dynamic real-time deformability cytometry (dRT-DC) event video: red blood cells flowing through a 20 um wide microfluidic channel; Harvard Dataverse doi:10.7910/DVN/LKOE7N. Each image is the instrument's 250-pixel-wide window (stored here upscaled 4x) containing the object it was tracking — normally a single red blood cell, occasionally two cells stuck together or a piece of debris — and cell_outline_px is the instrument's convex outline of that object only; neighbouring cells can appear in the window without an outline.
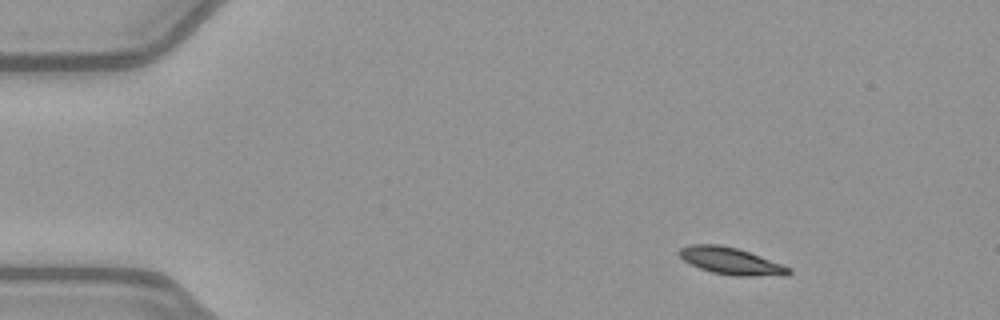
{"species": "common noctule bat (a hibernating species)", "species_latin": "Nyctalus noctula", "temperature_condition": "warm", "stored_images_in_passage": 46, "camera_frame_rate_fps": 3000, "um_per_image_px": 0.085, "animal": {"sex": "female", "body_mass_g": 21.9}, "frame": {"image": 1, "passage_image": 1, "time_ms": 0.0, "image_size_px": [1000, 320], "cell_outline_px": [[792, 272], [788, 276], [732, 276], [712, 272], [700, 268], [684, 260], [676, 252], [680, 248], [692, 244], [720, 244], [736, 248], [748, 252], [792, 268]], "centroid_in_image_um": [62.15, 22.2], "position_along_channel_um": 22.9, "area_um2": 17.22}}
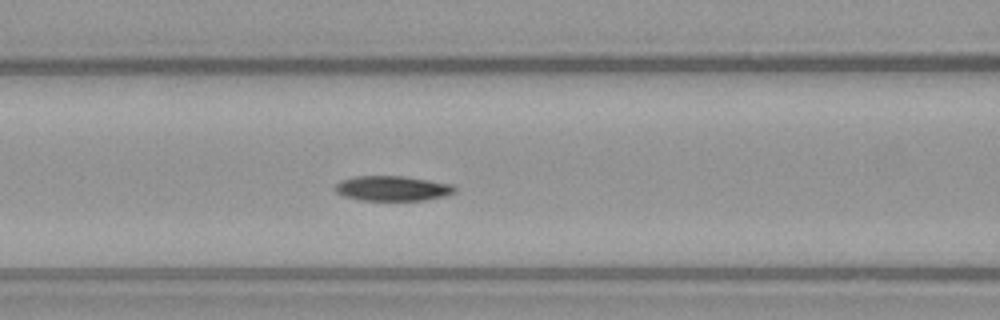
{"frame": {"image": 2, "passage_image": 16, "time_ms": 5.0, "image_size_px": [1000, 320], "cell_outline_px": [[456, 192], [444, 196], [424, 200], [360, 200], [344, 196], [336, 192], [332, 188], [340, 180], [356, 176], [404, 176], [452, 184], [456, 188]], "centroid_in_image_um": [33.33, 16.01], "position_along_channel_um": 133.3, "area_um2": 17.46}}
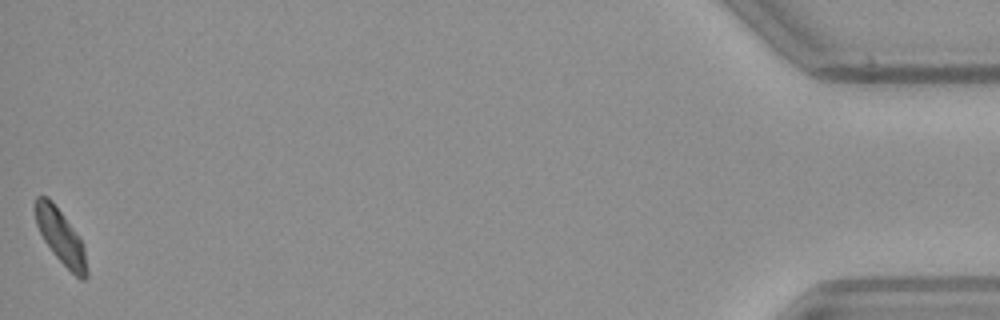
{"frame": {"image": 3, "passage_image": 46, "time_ms": 15.0, "image_size_px": [1000, 320], "cell_outline_px": [[88, 276], [84, 280], [80, 280], [52, 252], [44, 240], [36, 224], [36, 196], [48, 196], [52, 200], [80, 236], [84, 248], [88, 272]], "centroid_in_image_um": [5.19, 20.12], "position_along_channel_um": 430.0, "area_um2": 16.24}, "authors_computed_cell_mechanics": {"area_um2": 17.4267, "velocity_mm_per_s": 3.9604, "shape_relaxation_time_tau1_ms": 4.7072, "shape_relaxation_time_tau2_ms": null, "deformation_change_tau1": 0.1445, "deformation_change_tau2": null}}